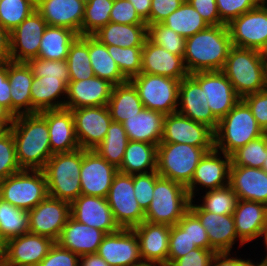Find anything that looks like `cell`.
Instances as JSON below:
<instances>
[{
    "label": "cell",
    "instance_id": "cell-16",
    "mask_svg": "<svg viewBox=\"0 0 267 266\" xmlns=\"http://www.w3.org/2000/svg\"><path fill=\"white\" fill-rule=\"evenodd\" d=\"M55 241L27 232L5 242L2 266H38Z\"/></svg>",
    "mask_w": 267,
    "mask_h": 266
},
{
    "label": "cell",
    "instance_id": "cell-30",
    "mask_svg": "<svg viewBox=\"0 0 267 266\" xmlns=\"http://www.w3.org/2000/svg\"><path fill=\"white\" fill-rule=\"evenodd\" d=\"M36 10L47 25L68 28L82 35L85 4L81 0H44Z\"/></svg>",
    "mask_w": 267,
    "mask_h": 266
},
{
    "label": "cell",
    "instance_id": "cell-11",
    "mask_svg": "<svg viewBox=\"0 0 267 266\" xmlns=\"http://www.w3.org/2000/svg\"><path fill=\"white\" fill-rule=\"evenodd\" d=\"M120 228L132 229L145 219V212L134 196L133 175L118 172L106 197Z\"/></svg>",
    "mask_w": 267,
    "mask_h": 266
},
{
    "label": "cell",
    "instance_id": "cell-59",
    "mask_svg": "<svg viewBox=\"0 0 267 266\" xmlns=\"http://www.w3.org/2000/svg\"><path fill=\"white\" fill-rule=\"evenodd\" d=\"M185 0H151L149 25L162 23L169 15L177 10Z\"/></svg>",
    "mask_w": 267,
    "mask_h": 266
},
{
    "label": "cell",
    "instance_id": "cell-6",
    "mask_svg": "<svg viewBox=\"0 0 267 266\" xmlns=\"http://www.w3.org/2000/svg\"><path fill=\"white\" fill-rule=\"evenodd\" d=\"M190 201L184 185L159 176L156 179L153 199L145 212L144 221L173 226L189 210Z\"/></svg>",
    "mask_w": 267,
    "mask_h": 266
},
{
    "label": "cell",
    "instance_id": "cell-72",
    "mask_svg": "<svg viewBox=\"0 0 267 266\" xmlns=\"http://www.w3.org/2000/svg\"><path fill=\"white\" fill-rule=\"evenodd\" d=\"M263 169L267 171V158H266V160H265V162H264Z\"/></svg>",
    "mask_w": 267,
    "mask_h": 266
},
{
    "label": "cell",
    "instance_id": "cell-46",
    "mask_svg": "<svg viewBox=\"0 0 267 266\" xmlns=\"http://www.w3.org/2000/svg\"><path fill=\"white\" fill-rule=\"evenodd\" d=\"M114 0H91L85 4L82 35H93L110 22Z\"/></svg>",
    "mask_w": 267,
    "mask_h": 266
},
{
    "label": "cell",
    "instance_id": "cell-33",
    "mask_svg": "<svg viewBox=\"0 0 267 266\" xmlns=\"http://www.w3.org/2000/svg\"><path fill=\"white\" fill-rule=\"evenodd\" d=\"M165 116L161 112L143 108L122 124L129 140L158 145L162 138Z\"/></svg>",
    "mask_w": 267,
    "mask_h": 266
},
{
    "label": "cell",
    "instance_id": "cell-69",
    "mask_svg": "<svg viewBox=\"0 0 267 266\" xmlns=\"http://www.w3.org/2000/svg\"><path fill=\"white\" fill-rule=\"evenodd\" d=\"M5 242L0 236V253H4Z\"/></svg>",
    "mask_w": 267,
    "mask_h": 266
},
{
    "label": "cell",
    "instance_id": "cell-53",
    "mask_svg": "<svg viewBox=\"0 0 267 266\" xmlns=\"http://www.w3.org/2000/svg\"><path fill=\"white\" fill-rule=\"evenodd\" d=\"M177 224L187 232L192 243L198 248L210 249V241L205 227L190 209L183 215Z\"/></svg>",
    "mask_w": 267,
    "mask_h": 266
},
{
    "label": "cell",
    "instance_id": "cell-43",
    "mask_svg": "<svg viewBox=\"0 0 267 266\" xmlns=\"http://www.w3.org/2000/svg\"><path fill=\"white\" fill-rule=\"evenodd\" d=\"M29 232L28 212L0 198V236L7 240Z\"/></svg>",
    "mask_w": 267,
    "mask_h": 266
},
{
    "label": "cell",
    "instance_id": "cell-58",
    "mask_svg": "<svg viewBox=\"0 0 267 266\" xmlns=\"http://www.w3.org/2000/svg\"><path fill=\"white\" fill-rule=\"evenodd\" d=\"M110 22L119 24H146L128 0H114Z\"/></svg>",
    "mask_w": 267,
    "mask_h": 266
},
{
    "label": "cell",
    "instance_id": "cell-22",
    "mask_svg": "<svg viewBox=\"0 0 267 266\" xmlns=\"http://www.w3.org/2000/svg\"><path fill=\"white\" fill-rule=\"evenodd\" d=\"M177 112L195 122L207 125L213 131L218 126L219 120L208 106L200 84L190 74L180 81Z\"/></svg>",
    "mask_w": 267,
    "mask_h": 266
},
{
    "label": "cell",
    "instance_id": "cell-41",
    "mask_svg": "<svg viewBox=\"0 0 267 266\" xmlns=\"http://www.w3.org/2000/svg\"><path fill=\"white\" fill-rule=\"evenodd\" d=\"M128 142L129 138L123 124L112 121L104 140L93 150L118 169L121 166Z\"/></svg>",
    "mask_w": 267,
    "mask_h": 266
},
{
    "label": "cell",
    "instance_id": "cell-28",
    "mask_svg": "<svg viewBox=\"0 0 267 266\" xmlns=\"http://www.w3.org/2000/svg\"><path fill=\"white\" fill-rule=\"evenodd\" d=\"M39 113L47 121L52 154L69 153L80 148L70 109L44 110Z\"/></svg>",
    "mask_w": 267,
    "mask_h": 266
},
{
    "label": "cell",
    "instance_id": "cell-17",
    "mask_svg": "<svg viewBox=\"0 0 267 266\" xmlns=\"http://www.w3.org/2000/svg\"><path fill=\"white\" fill-rule=\"evenodd\" d=\"M46 21L35 10L10 32L9 60L27 62L38 57L40 42L47 27Z\"/></svg>",
    "mask_w": 267,
    "mask_h": 266
},
{
    "label": "cell",
    "instance_id": "cell-25",
    "mask_svg": "<svg viewBox=\"0 0 267 266\" xmlns=\"http://www.w3.org/2000/svg\"><path fill=\"white\" fill-rule=\"evenodd\" d=\"M233 215L238 238L249 244L257 238L267 237V205L250 201L238 200Z\"/></svg>",
    "mask_w": 267,
    "mask_h": 266
},
{
    "label": "cell",
    "instance_id": "cell-49",
    "mask_svg": "<svg viewBox=\"0 0 267 266\" xmlns=\"http://www.w3.org/2000/svg\"><path fill=\"white\" fill-rule=\"evenodd\" d=\"M148 39L170 53L184 55L186 38L161 23L147 25Z\"/></svg>",
    "mask_w": 267,
    "mask_h": 266
},
{
    "label": "cell",
    "instance_id": "cell-60",
    "mask_svg": "<svg viewBox=\"0 0 267 266\" xmlns=\"http://www.w3.org/2000/svg\"><path fill=\"white\" fill-rule=\"evenodd\" d=\"M214 253L213 250L197 247L173 261L169 266H210Z\"/></svg>",
    "mask_w": 267,
    "mask_h": 266
},
{
    "label": "cell",
    "instance_id": "cell-10",
    "mask_svg": "<svg viewBox=\"0 0 267 266\" xmlns=\"http://www.w3.org/2000/svg\"><path fill=\"white\" fill-rule=\"evenodd\" d=\"M232 46L267 54V6L261 2L227 24Z\"/></svg>",
    "mask_w": 267,
    "mask_h": 266
},
{
    "label": "cell",
    "instance_id": "cell-71",
    "mask_svg": "<svg viewBox=\"0 0 267 266\" xmlns=\"http://www.w3.org/2000/svg\"><path fill=\"white\" fill-rule=\"evenodd\" d=\"M35 6H38L44 0H30Z\"/></svg>",
    "mask_w": 267,
    "mask_h": 266
},
{
    "label": "cell",
    "instance_id": "cell-7",
    "mask_svg": "<svg viewBox=\"0 0 267 266\" xmlns=\"http://www.w3.org/2000/svg\"><path fill=\"white\" fill-rule=\"evenodd\" d=\"M213 149L186 143H159L156 171L160 176L186 187L191 182L200 159Z\"/></svg>",
    "mask_w": 267,
    "mask_h": 266
},
{
    "label": "cell",
    "instance_id": "cell-57",
    "mask_svg": "<svg viewBox=\"0 0 267 266\" xmlns=\"http://www.w3.org/2000/svg\"><path fill=\"white\" fill-rule=\"evenodd\" d=\"M251 109L254 118L262 130L267 133V88L242 98Z\"/></svg>",
    "mask_w": 267,
    "mask_h": 266
},
{
    "label": "cell",
    "instance_id": "cell-47",
    "mask_svg": "<svg viewBox=\"0 0 267 266\" xmlns=\"http://www.w3.org/2000/svg\"><path fill=\"white\" fill-rule=\"evenodd\" d=\"M35 10L30 0H0V25L10 33Z\"/></svg>",
    "mask_w": 267,
    "mask_h": 266
},
{
    "label": "cell",
    "instance_id": "cell-50",
    "mask_svg": "<svg viewBox=\"0 0 267 266\" xmlns=\"http://www.w3.org/2000/svg\"><path fill=\"white\" fill-rule=\"evenodd\" d=\"M21 170L11 130L0 133V180Z\"/></svg>",
    "mask_w": 267,
    "mask_h": 266
},
{
    "label": "cell",
    "instance_id": "cell-12",
    "mask_svg": "<svg viewBox=\"0 0 267 266\" xmlns=\"http://www.w3.org/2000/svg\"><path fill=\"white\" fill-rule=\"evenodd\" d=\"M70 217V203L47 196L28 211L29 232L57 242Z\"/></svg>",
    "mask_w": 267,
    "mask_h": 266
},
{
    "label": "cell",
    "instance_id": "cell-42",
    "mask_svg": "<svg viewBox=\"0 0 267 266\" xmlns=\"http://www.w3.org/2000/svg\"><path fill=\"white\" fill-rule=\"evenodd\" d=\"M66 61L70 81H80L95 76L89 58V35H79L72 42Z\"/></svg>",
    "mask_w": 267,
    "mask_h": 266
},
{
    "label": "cell",
    "instance_id": "cell-45",
    "mask_svg": "<svg viewBox=\"0 0 267 266\" xmlns=\"http://www.w3.org/2000/svg\"><path fill=\"white\" fill-rule=\"evenodd\" d=\"M205 192V195L201 196L203 198L202 203L197 204L203 211L218 215H232L234 213L238 198L229 185Z\"/></svg>",
    "mask_w": 267,
    "mask_h": 266
},
{
    "label": "cell",
    "instance_id": "cell-40",
    "mask_svg": "<svg viewBox=\"0 0 267 266\" xmlns=\"http://www.w3.org/2000/svg\"><path fill=\"white\" fill-rule=\"evenodd\" d=\"M161 24L171 28L177 34L185 38L193 36L209 26L187 0L171 15L164 19Z\"/></svg>",
    "mask_w": 267,
    "mask_h": 266
},
{
    "label": "cell",
    "instance_id": "cell-2",
    "mask_svg": "<svg viewBox=\"0 0 267 266\" xmlns=\"http://www.w3.org/2000/svg\"><path fill=\"white\" fill-rule=\"evenodd\" d=\"M10 130L20 168L43 170L53 155L46 119L39 112L18 115Z\"/></svg>",
    "mask_w": 267,
    "mask_h": 266
},
{
    "label": "cell",
    "instance_id": "cell-68",
    "mask_svg": "<svg viewBox=\"0 0 267 266\" xmlns=\"http://www.w3.org/2000/svg\"><path fill=\"white\" fill-rule=\"evenodd\" d=\"M263 241H264V244H265V247H266L265 249L267 250V237ZM261 260H262L261 261V265L262 266H267V254H266L265 258H261Z\"/></svg>",
    "mask_w": 267,
    "mask_h": 266
},
{
    "label": "cell",
    "instance_id": "cell-44",
    "mask_svg": "<svg viewBox=\"0 0 267 266\" xmlns=\"http://www.w3.org/2000/svg\"><path fill=\"white\" fill-rule=\"evenodd\" d=\"M230 156L231 165L263 168L267 158V133L238 148Z\"/></svg>",
    "mask_w": 267,
    "mask_h": 266
},
{
    "label": "cell",
    "instance_id": "cell-55",
    "mask_svg": "<svg viewBox=\"0 0 267 266\" xmlns=\"http://www.w3.org/2000/svg\"><path fill=\"white\" fill-rule=\"evenodd\" d=\"M262 0H216L220 19L227 25L231 20L256 8Z\"/></svg>",
    "mask_w": 267,
    "mask_h": 266
},
{
    "label": "cell",
    "instance_id": "cell-1",
    "mask_svg": "<svg viewBox=\"0 0 267 266\" xmlns=\"http://www.w3.org/2000/svg\"><path fill=\"white\" fill-rule=\"evenodd\" d=\"M230 34L226 24L209 25L186 38L183 61L189 74L221 71L230 48Z\"/></svg>",
    "mask_w": 267,
    "mask_h": 266
},
{
    "label": "cell",
    "instance_id": "cell-5",
    "mask_svg": "<svg viewBox=\"0 0 267 266\" xmlns=\"http://www.w3.org/2000/svg\"><path fill=\"white\" fill-rule=\"evenodd\" d=\"M82 159V148L69 153H56L48 159L43 172L49 196L71 203L81 195L79 177Z\"/></svg>",
    "mask_w": 267,
    "mask_h": 266
},
{
    "label": "cell",
    "instance_id": "cell-4",
    "mask_svg": "<svg viewBox=\"0 0 267 266\" xmlns=\"http://www.w3.org/2000/svg\"><path fill=\"white\" fill-rule=\"evenodd\" d=\"M265 134L254 118L251 109L240 99L239 102L218 121L214 131L215 149L231 155L238 148Z\"/></svg>",
    "mask_w": 267,
    "mask_h": 266
},
{
    "label": "cell",
    "instance_id": "cell-63",
    "mask_svg": "<svg viewBox=\"0 0 267 266\" xmlns=\"http://www.w3.org/2000/svg\"><path fill=\"white\" fill-rule=\"evenodd\" d=\"M11 87L7 76V60L0 61V104L11 112Z\"/></svg>",
    "mask_w": 267,
    "mask_h": 266
},
{
    "label": "cell",
    "instance_id": "cell-13",
    "mask_svg": "<svg viewBox=\"0 0 267 266\" xmlns=\"http://www.w3.org/2000/svg\"><path fill=\"white\" fill-rule=\"evenodd\" d=\"M160 143H186L200 148H215L214 131L178 112L165 116Z\"/></svg>",
    "mask_w": 267,
    "mask_h": 266
},
{
    "label": "cell",
    "instance_id": "cell-74",
    "mask_svg": "<svg viewBox=\"0 0 267 266\" xmlns=\"http://www.w3.org/2000/svg\"><path fill=\"white\" fill-rule=\"evenodd\" d=\"M84 4L90 2L91 0H81Z\"/></svg>",
    "mask_w": 267,
    "mask_h": 266
},
{
    "label": "cell",
    "instance_id": "cell-38",
    "mask_svg": "<svg viewBox=\"0 0 267 266\" xmlns=\"http://www.w3.org/2000/svg\"><path fill=\"white\" fill-rule=\"evenodd\" d=\"M78 36L68 28L48 25L40 42L38 58L66 60L70 46Z\"/></svg>",
    "mask_w": 267,
    "mask_h": 266
},
{
    "label": "cell",
    "instance_id": "cell-56",
    "mask_svg": "<svg viewBox=\"0 0 267 266\" xmlns=\"http://www.w3.org/2000/svg\"><path fill=\"white\" fill-rule=\"evenodd\" d=\"M79 261V255L55 242L38 266H79Z\"/></svg>",
    "mask_w": 267,
    "mask_h": 266
},
{
    "label": "cell",
    "instance_id": "cell-32",
    "mask_svg": "<svg viewBox=\"0 0 267 266\" xmlns=\"http://www.w3.org/2000/svg\"><path fill=\"white\" fill-rule=\"evenodd\" d=\"M7 76L11 91V113L17 117L32 114L31 86L34 79L26 62L7 60Z\"/></svg>",
    "mask_w": 267,
    "mask_h": 266
},
{
    "label": "cell",
    "instance_id": "cell-65",
    "mask_svg": "<svg viewBox=\"0 0 267 266\" xmlns=\"http://www.w3.org/2000/svg\"><path fill=\"white\" fill-rule=\"evenodd\" d=\"M10 33L0 25V61L9 60Z\"/></svg>",
    "mask_w": 267,
    "mask_h": 266
},
{
    "label": "cell",
    "instance_id": "cell-26",
    "mask_svg": "<svg viewBox=\"0 0 267 266\" xmlns=\"http://www.w3.org/2000/svg\"><path fill=\"white\" fill-rule=\"evenodd\" d=\"M113 85L108 81L93 76L80 81H70L64 108L107 106Z\"/></svg>",
    "mask_w": 267,
    "mask_h": 266
},
{
    "label": "cell",
    "instance_id": "cell-39",
    "mask_svg": "<svg viewBox=\"0 0 267 266\" xmlns=\"http://www.w3.org/2000/svg\"><path fill=\"white\" fill-rule=\"evenodd\" d=\"M89 58L95 76L108 81L113 86L128 81L108 53L107 46L93 35H89Z\"/></svg>",
    "mask_w": 267,
    "mask_h": 266
},
{
    "label": "cell",
    "instance_id": "cell-19",
    "mask_svg": "<svg viewBox=\"0 0 267 266\" xmlns=\"http://www.w3.org/2000/svg\"><path fill=\"white\" fill-rule=\"evenodd\" d=\"M201 86L213 115L221 120L241 99L222 71L190 74Z\"/></svg>",
    "mask_w": 267,
    "mask_h": 266
},
{
    "label": "cell",
    "instance_id": "cell-24",
    "mask_svg": "<svg viewBox=\"0 0 267 266\" xmlns=\"http://www.w3.org/2000/svg\"><path fill=\"white\" fill-rule=\"evenodd\" d=\"M138 237L143 263L168 266V249L171 226L143 221L132 228Z\"/></svg>",
    "mask_w": 267,
    "mask_h": 266
},
{
    "label": "cell",
    "instance_id": "cell-64",
    "mask_svg": "<svg viewBox=\"0 0 267 266\" xmlns=\"http://www.w3.org/2000/svg\"><path fill=\"white\" fill-rule=\"evenodd\" d=\"M134 6L140 18L149 25V14L151 9V0H128Z\"/></svg>",
    "mask_w": 267,
    "mask_h": 266
},
{
    "label": "cell",
    "instance_id": "cell-54",
    "mask_svg": "<svg viewBox=\"0 0 267 266\" xmlns=\"http://www.w3.org/2000/svg\"><path fill=\"white\" fill-rule=\"evenodd\" d=\"M197 248L192 243L186 231L178 224L171 226L168 249V266L175 260L185 256L191 250Z\"/></svg>",
    "mask_w": 267,
    "mask_h": 266
},
{
    "label": "cell",
    "instance_id": "cell-67",
    "mask_svg": "<svg viewBox=\"0 0 267 266\" xmlns=\"http://www.w3.org/2000/svg\"><path fill=\"white\" fill-rule=\"evenodd\" d=\"M79 266H110L97 253L80 256Z\"/></svg>",
    "mask_w": 267,
    "mask_h": 266
},
{
    "label": "cell",
    "instance_id": "cell-75",
    "mask_svg": "<svg viewBox=\"0 0 267 266\" xmlns=\"http://www.w3.org/2000/svg\"><path fill=\"white\" fill-rule=\"evenodd\" d=\"M262 2L267 6V0H262Z\"/></svg>",
    "mask_w": 267,
    "mask_h": 266
},
{
    "label": "cell",
    "instance_id": "cell-21",
    "mask_svg": "<svg viewBox=\"0 0 267 266\" xmlns=\"http://www.w3.org/2000/svg\"><path fill=\"white\" fill-rule=\"evenodd\" d=\"M70 216L76 221L104 231L106 234L120 229L106 198L80 195L70 203Z\"/></svg>",
    "mask_w": 267,
    "mask_h": 266
},
{
    "label": "cell",
    "instance_id": "cell-51",
    "mask_svg": "<svg viewBox=\"0 0 267 266\" xmlns=\"http://www.w3.org/2000/svg\"><path fill=\"white\" fill-rule=\"evenodd\" d=\"M36 78L51 77L59 78L67 84L70 82V73L66 60H44L32 58L26 62Z\"/></svg>",
    "mask_w": 267,
    "mask_h": 266
},
{
    "label": "cell",
    "instance_id": "cell-15",
    "mask_svg": "<svg viewBox=\"0 0 267 266\" xmlns=\"http://www.w3.org/2000/svg\"><path fill=\"white\" fill-rule=\"evenodd\" d=\"M70 110L80 148L84 150L95 149L104 140L113 121L108 107H83Z\"/></svg>",
    "mask_w": 267,
    "mask_h": 266
},
{
    "label": "cell",
    "instance_id": "cell-31",
    "mask_svg": "<svg viewBox=\"0 0 267 266\" xmlns=\"http://www.w3.org/2000/svg\"><path fill=\"white\" fill-rule=\"evenodd\" d=\"M105 235L104 231L82 224L70 216L56 243L82 256L96 253Z\"/></svg>",
    "mask_w": 267,
    "mask_h": 266
},
{
    "label": "cell",
    "instance_id": "cell-9",
    "mask_svg": "<svg viewBox=\"0 0 267 266\" xmlns=\"http://www.w3.org/2000/svg\"><path fill=\"white\" fill-rule=\"evenodd\" d=\"M129 81L136 88L144 108L165 115L177 112L180 80L140 73Z\"/></svg>",
    "mask_w": 267,
    "mask_h": 266
},
{
    "label": "cell",
    "instance_id": "cell-52",
    "mask_svg": "<svg viewBox=\"0 0 267 266\" xmlns=\"http://www.w3.org/2000/svg\"><path fill=\"white\" fill-rule=\"evenodd\" d=\"M159 176L157 171L133 174L134 196L144 212L151 204L155 182Z\"/></svg>",
    "mask_w": 267,
    "mask_h": 266
},
{
    "label": "cell",
    "instance_id": "cell-29",
    "mask_svg": "<svg viewBox=\"0 0 267 266\" xmlns=\"http://www.w3.org/2000/svg\"><path fill=\"white\" fill-rule=\"evenodd\" d=\"M229 186L238 200H250L267 205V171L263 168L231 165Z\"/></svg>",
    "mask_w": 267,
    "mask_h": 266
},
{
    "label": "cell",
    "instance_id": "cell-3",
    "mask_svg": "<svg viewBox=\"0 0 267 266\" xmlns=\"http://www.w3.org/2000/svg\"><path fill=\"white\" fill-rule=\"evenodd\" d=\"M221 71L241 99L267 88V55L259 50L232 46Z\"/></svg>",
    "mask_w": 267,
    "mask_h": 266
},
{
    "label": "cell",
    "instance_id": "cell-70",
    "mask_svg": "<svg viewBox=\"0 0 267 266\" xmlns=\"http://www.w3.org/2000/svg\"><path fill=\"white\" fill-rule=\"evenodd\" d=\"M137 266H160V265H157V264H154V263H142V264L137 265Z\"/></svg>",
    "mask_w": 267,
    "mask_h": 266
},
{
    "label": "cell",
    "instance_id": "cell-14",
    "mask_svg": "<svg viewBox=\"0 0 267 266\" xmlns=\"http://www.w3.org/2000/svg\"><path fill=\"white\" fill-rule=\"evenodd\" d=\"M221 154L224 157L220 156ZM230 166V155L218 151L215 148L206 152L200 159L191 182L186 186L190 199L193 200L195 198V193L201 187L209 191L229 185Z\"/></svg>",
    "mask_w": 267,
    "mask_h": 266
},
{
    "label": "cell",
    "instance_id": "cell-18",
    "mask_svg": "<svg viewBox=\"0 0 267 266\" xmlns=\"http://www.w3.org/2000/svg\"><path fill=\"white\" fill-rule=\"evenodd\" d=\"M96 253L110 266H137L143 263L138 237L133 229L120 228L106 234Z\"/></svg>",
    "mask_w": 267,
    "mask_h": 266
},
{
    "label": "cell",
    "instance_id": "cell-35",
    "mask_svg": "<svg viewBox=\"0 0 267 266\" xmlns=\"http://www.w3.org/2000/svg\"><path fill=\"white\" fill-rule=\"evenodd\" d=\"M93 36L102 44L119 47H143L148 38L147 24H119L109 22Z\"/></svg>",
    "mask_w": 267,
    "mask_h": 266
},
{
    "label": "cell",
    "instance_id": "cell-20",
    "mask_svg": "<svg viewBox=\"0 0 267 266\" xmlns=\"http://www.w3.org/2000/svg\"><path fill=\"white\" fill-rule=\"evenodd\" d=\"M118 169L94 150L83 149L80 171L81 195L106 198Z\"/></svg>",
    "mask_w": 267,
    "mask_h": 266
},
{
    "label": "cell",
    "instance_id": "cell-8",
    "mask_svg": "<svg viewBox=\"0 0 267 266\" xmlns=\"http://www.w3.org/2000/svg\"><path fill=\"white\" fill-rule=\"evenodd\" d=\"M48 195V186L43 170L21 169L0 180V198L27 212Z\"/></svg>",
    "mask_w": 267,
    "mask_h": 266
},
{
    "label": "cell",
    "instance_id": "cell-73",
    "mask_svg": "<svg viewBox=\"0 0 267 266\" xmlns=\"http://www.w3.org/2000/svg\"><path fill=\"white\" fill-rule=\"evenodd\" d=\"M4 253H0V266H2V257Z\"/></svg>",
    "mask_w": 267,
    "mask_h": 266
},
{
    "label": "cell",
    "instance_id": "cell-48",
    "mask_svg": "<svg viewBox=\"0 0 267 266\" xmlns=\"http://www.w3.org/2000/svg\"><path fill=\"white\" fill-rule=\"evenodd\" d=\"M108 53L116 62L122 75L130 80L141 72V58L143 47H119L106 45Z\"/></svg>",
    "mask_w": 267,
    "mask_h": 266
},
{
    "label": "cell",
    "instance_id": "cell-62",
    "mask_svg": "<svg viewBox=\"0 0 267 266\" xmlns=\"http://www.w3.org/2000/svg\"><path fill=\"white\" fill-rule=\"evenodd\" d=\"M231 252H215L210 266H261V262L254 263L251 259H242L237 256L230 257Z\"/></svg>",
    "mask_w": 267,
    "mask_h": 266
},
{
    "label": "cell",
    "instance_id": "cell-61",
    "mask_svg": "<svg viewBox=\"0 0 267 266\" xmlns=\"http://www.w3.org/2000/svg\"><path fill=\"white\" fill-rule=\"evenodd\" d=\"M208 25L225 24L218 14L216 0H187Z\"/></svg>",
    "mask_w": 267,
    "mask_h": 266
},
{
    "label": "cell",
    "instance_id": "cell-37",
    "mask_svg": "<svg viewBox=\"0 0 267 266\" xmlns=\"http://www.w3.org/2000/svg\"><path fill=\"white\" fill-rule=\"evenodd\" d=\"M107 107L112 120L121 124L144 108L136 88L129 80L113 86Z\"/></svg>",
    "mask_w": 267,
    "mask_h": 266
},
{
    "label": "cell",
    "instance_id": "cell-34",
    "mask_svg": "<svg viewBox=\"0 0 267 266\" xmlns=\"http://www.w3.org/2000/svg\"><path fill=\"white\" fill-rule=\"evenodd\" d=\"M67 86L68 84L59 78L34 77L30 91L32 114L44 110L64 108Z\"/></svg>",
    "mask_w": 267,
    "mask_h": 266
},
{
    "label": "cell",
    "instance_id": "cell-23",
    "mask_svg": "<svg viewBox=\"0 0 267 266\" xmlns=\"http://www.w3.org/2000/svg\"><path fill=\"white\" fill-rule=\"evenodd\" d=\"M190 201L189 209L199 218L205 227L210 241V250L214 252H231L233 245L239 240L241 247L245 245L237 236L233 215H218L203 211Z\"/></svg>",
    "mask_w": 267,
    "mask_h": 266
},
{
    "label": "cell",
    "instance_id": "cell-66",
    "mask_svg": "<svg viewBox=\"0 0 267 266\" xmlns=\"http://www.w3.org/2000/svg\"><path fill=\"white\" fill-rule=\"evenodd\" d=\"M15 116L2 104H0V133L10 130Z\"/></svg>",
    "mask_w": 267,
    "mask_h": 266
},
{
    "label": "cell",
    "instance_id": "cell-36",
    "mask_svg": "<svg viewBox=\"0 0 267 266\" xmlns=\"http://www.w3.org/2000/svg\"><path fill=\"white\" fill-rule=\"evenodd\" d=\"M158 145L129 140L118 172L141 174L156 171Z\"/></svg>",
    "mask_w": 267,
    "mask_h": 266
},
{
    "label": "cell",
    "instance_id": "cell-27",
    "mask_svg": "<svg viewBox=\"0 0 267 266\" xmlns=\"http://www.w3.org/2000/svg\"><path fill=\"white\" fill-rule=\"evenodd\" d=\"M182 80L187 72L183 57L166 51L146 39L142 48L141 72Z\"/></svg>",
    "mask_w": 267,
    "mask_h": 266
}]
</instances>
